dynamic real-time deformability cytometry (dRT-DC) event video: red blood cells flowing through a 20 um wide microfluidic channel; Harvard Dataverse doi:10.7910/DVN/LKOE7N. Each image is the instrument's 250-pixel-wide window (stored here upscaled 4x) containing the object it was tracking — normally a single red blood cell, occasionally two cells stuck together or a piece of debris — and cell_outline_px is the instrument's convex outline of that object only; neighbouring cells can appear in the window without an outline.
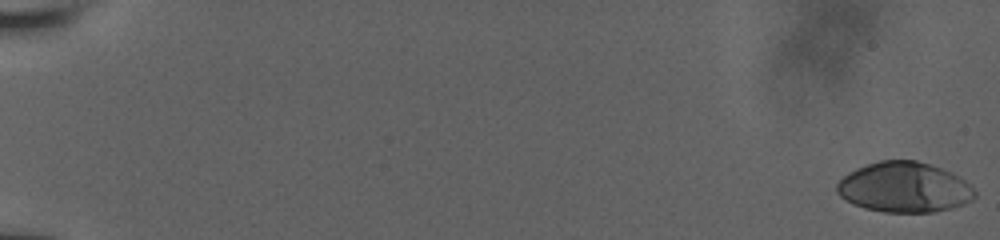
{"species": "human", "species_latin": "Homo sapiens", "temperature_condition": "room temperature", "stored_images_in_passage": 57, "camera_frame_rate_fps": 3000, "um_per_image_px": 0.085, "donor": {"sex": "male"}, "frame": {"image": 1, "passage_image": 1, "time_ms": 0.0, "image_size_px": [1000, 240], "cell_outline_px": [[976, 196], [972, 200], [964, 204], [952, 208], [936, 212], [884, 212], [864, 208], [852, 204], [840, 196], [836, 192], [836, 184], [848, 172], [856, 168], [880, 160], [916, 160], [952, 172], [972, 184], [976, 192]], "centroid_in_image_um": [76.88, 15.93], "position_along_channel_um": 8.1, "area_um2": 40.69}}
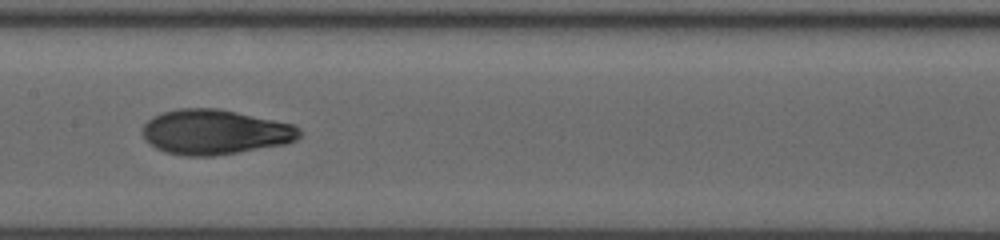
{"frame": {"image": 2, "passage_image": 32, "time_ms": 10.333, "image_size_px": [1000, 240], "cell_outline_px": [[304, 132], [296, 140], [284, 144], [212, 156], [184, 156], [164, 152], [156, 148], [144, 140], [144, 124], [152, 116], [164, 112], [180, 108], [216, 108], [236, 112], [292, 124], [300, 128]], "centroid_in_image_um": [18.26, 11.22], "position_along_channel_um": 189.1, "area_um2": 40.86}}
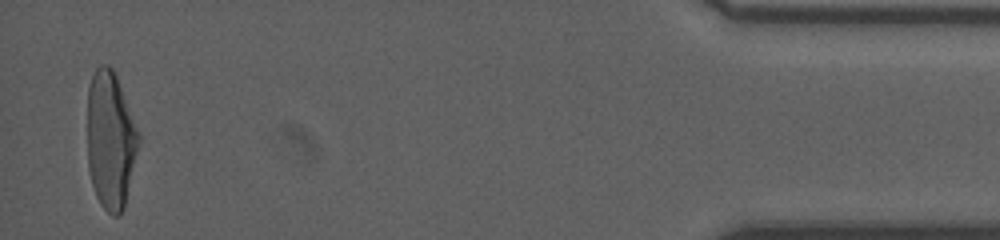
{"frame": {"image": 3, "passage_image": 56, "time_ms": 18.333, "image_size_px": [1000, 240], "cell_outline_px": [[140, 140], [124, 208], [116, 216], [112, 216], [100, 204], [96, 196], [92, 184], [88, 168], [88, 88], [92, 76], [96, 68], [100, 64], [108, 64], [112, 68], [116, 76], [140, 136]], "centroid_in_image_um": [9.38, 11.92], "position_along_channel_um": 425.8, "area_um2": 40.75}, "authors_computed_cell_mechanics": {"area_um2": 40.171, "velocity_mm_per_s": 3.8923, "shape_relaxation_time_tau1_ms": 6.325, "shape_relaxation_time_tau2_ms": 1.5321, "deformation_change_tau1": 0.2345, "deformation_change_tau2": 0.0718}}